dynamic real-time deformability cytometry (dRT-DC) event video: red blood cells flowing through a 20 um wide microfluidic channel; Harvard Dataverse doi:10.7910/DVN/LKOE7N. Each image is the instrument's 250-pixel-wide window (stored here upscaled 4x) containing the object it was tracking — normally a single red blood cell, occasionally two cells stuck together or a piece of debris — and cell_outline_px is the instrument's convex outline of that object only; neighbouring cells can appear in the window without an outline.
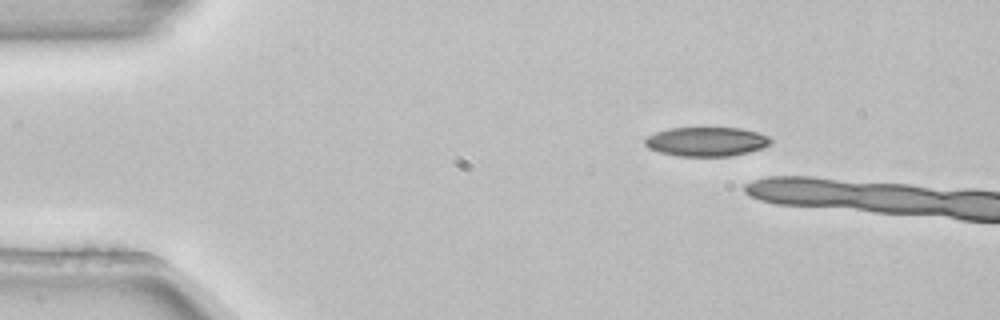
{"species": "common noctule bat (a hibernating species)", "species_latin": "Nyctalus noctula", "temperature_condition": "room temperature", "stored_images_in_passage": 2, "camera_frame_rate_fps": 3000, "um_per_image_px": 0.085, "animal": {"sex": "female", "body_mass_g": 22.7, "forearm_length_mm": 54.2}, "frame": {"image": 1, "passage_image": 1, "time_ms": 0.0, "image_size_px": [1000, 320], "cell_outline_px": [[772, 140], [768, 144], [760, 148], [748, 152], [732, 156], [680, 156], [660, 152], [648, 148], [644, 144], [644, 140], [648, 136], [656, 132], [668, 128], [740, 128], [756, 132], [768, 136]], "centroid_in_image_um": [60.01, 12.03], "position_along_channel_um": 25.0, "area_um2": 21.21}}